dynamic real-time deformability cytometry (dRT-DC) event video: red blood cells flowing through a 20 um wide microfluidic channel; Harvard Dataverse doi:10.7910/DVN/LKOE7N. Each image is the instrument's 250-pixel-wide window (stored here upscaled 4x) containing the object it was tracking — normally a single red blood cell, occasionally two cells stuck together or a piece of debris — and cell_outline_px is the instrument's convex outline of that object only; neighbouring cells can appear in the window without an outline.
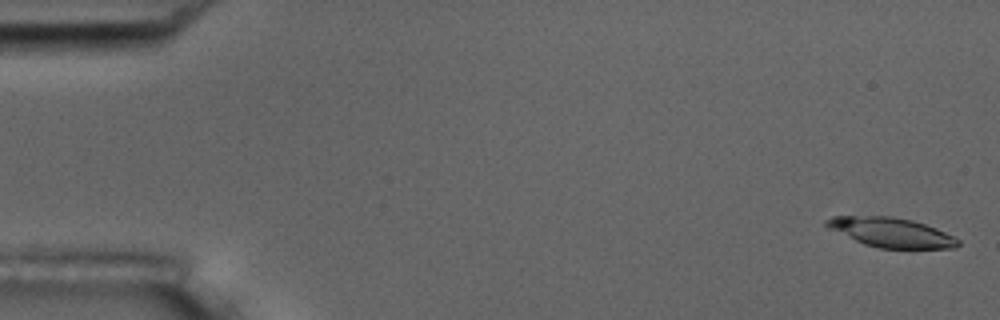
{"species": "common noctule bat (a hibernating species)", "species_latin": "Nyctalus noctula", "temperature_condition": "room temperature", "stored_images_in_passage": 15, "camera_frame_rate_fps": 3000, "um_per_image_px": 0.085, "animal": {"sex": "male", "body_mass_g": 17.5, "forearm_length_mm": 52.3}, "frame": {"image": 1, "passage_image": 1, "time_ms": 0.0, "image_size_px": [1000, 320], "cell_outline_px": [[960, 244], [956, 248], [880, 248], [864, 244], [824, 228], [824, 220], [832, 216], [892, 216], [912, 220], [936, 228], [960, 240]], "centroid_in_image_um": [75.67, 19.75], "position_along_channel_um": 9.3, "area_um2": 22.77}}
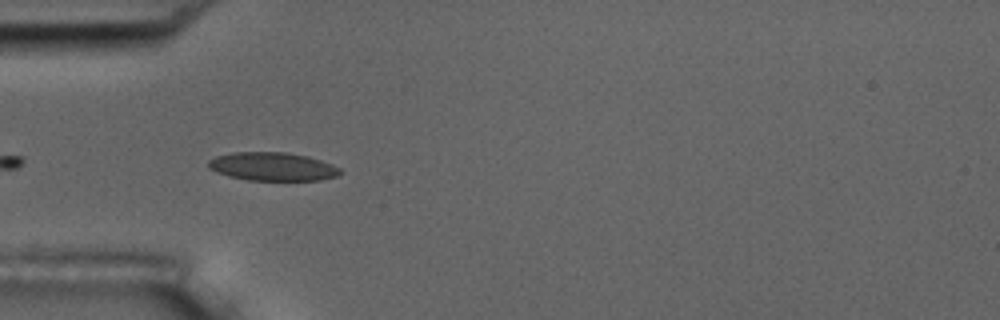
{"frame": {"image": 2, "passage_image": 5, "time_ms": 5.333, "image_size_px": [1000, 320], "cell_outline_px": [[344, 172], [336, 176], [320, 180], [248, 180], [228, 176], [216, 172], [208, 168], [208, 160], [216, 156], [232, 152], [288, 152], [308, 156], [332, 164], [340, 168]], "centroid_in_image_um": [23.16, 14.15], "position_along_channel_um": 61.8, "area_um2": 21.96}, "authors_computed_cell_mechanics": {"area_um2": 20.9814, "velocity_mm_per_s": 3.6087, "shape_relaxation_time_tau1_ms": 5.491, "shape_relaxation_time_tau2_ms": null, "deformation_change_tau1": 0.1059, "deformation_change_tau2": null}}